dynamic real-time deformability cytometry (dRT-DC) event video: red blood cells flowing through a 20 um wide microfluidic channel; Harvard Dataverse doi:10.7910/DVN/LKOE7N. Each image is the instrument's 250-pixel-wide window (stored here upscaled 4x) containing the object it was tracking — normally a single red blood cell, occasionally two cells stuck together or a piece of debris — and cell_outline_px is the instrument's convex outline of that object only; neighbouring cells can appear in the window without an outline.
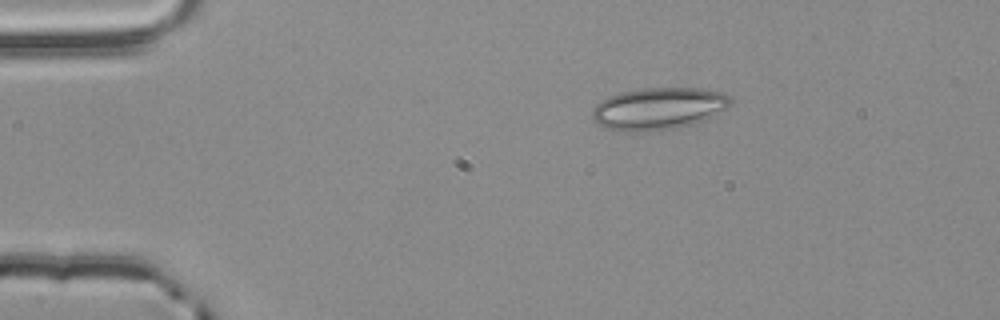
{"species": "common noctule bat (a hibernating species)", "species_latin": "Nyctalus noctula", "temperature_condition": "room temperature", "stored_images_in_passage": 2, "camera_frame_rate_fps": 3000, "um_per_image_px": 0.085, "animal": {"sex": "male", "body_mass_g": 20.4}, "frame": {"image": 1, "passage_image": 1, "time_ms": 0.0, "image_size_px": [1000, 320], "cell_outline_px": [[732, 104], [692, 124], [676, 128], [644, 132], [620, 132], [604, 128], [596, 124], [592, 116], [592, 108], [596, 104], [608, 96], [620, 92], [644, 88], [700, 88], [724, 92], [732, 96]], "centroid_in_image_um": [55.91, 9.23], "position_along_channel_um": 29.1, "area_um2": 34.1}}